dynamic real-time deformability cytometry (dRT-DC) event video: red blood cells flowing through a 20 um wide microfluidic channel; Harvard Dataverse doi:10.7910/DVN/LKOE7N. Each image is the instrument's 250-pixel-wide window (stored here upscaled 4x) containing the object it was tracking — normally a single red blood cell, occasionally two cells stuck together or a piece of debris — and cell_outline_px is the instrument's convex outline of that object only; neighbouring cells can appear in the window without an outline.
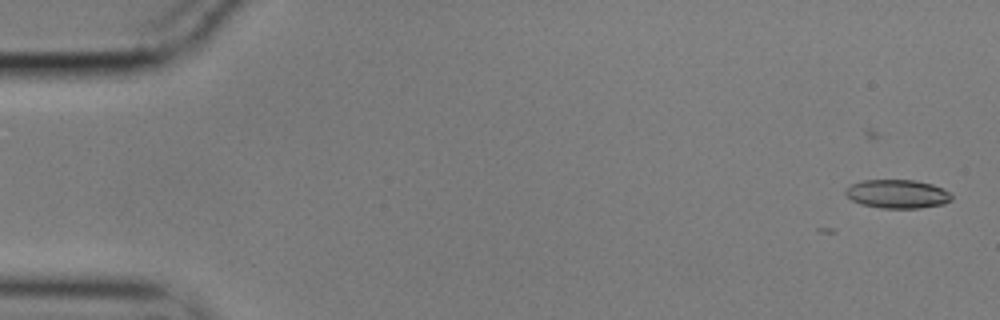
{"species": "common noctule bat (a hibernating species)", "species_latin": "Nyctalus noctula", "temperature_condition": "cold", "stored_images_in_passage": 3, "camera_frame_rate_fps": 3000, "um_per_image_px": 0.085, "animal": {"sex": "male", "body_mass_g": 17.9}, "frame": {"image": 1, "passage_image": 1, "time_ms": 0.0, "image_size_px": [1000, 320], "cell_outline_px": [[952, 200], [944, 204], [920, 208], [880, 208], [860, 204], [852, 200], [844, 192], [852, 184], [864, 180], [916, 180], [932, 184], [944, 188], [952, 196]], "centroid_in_image_um": [76.31, 16.49], "position_along_channel_um": 8.7, "area_um2": 17.74}}